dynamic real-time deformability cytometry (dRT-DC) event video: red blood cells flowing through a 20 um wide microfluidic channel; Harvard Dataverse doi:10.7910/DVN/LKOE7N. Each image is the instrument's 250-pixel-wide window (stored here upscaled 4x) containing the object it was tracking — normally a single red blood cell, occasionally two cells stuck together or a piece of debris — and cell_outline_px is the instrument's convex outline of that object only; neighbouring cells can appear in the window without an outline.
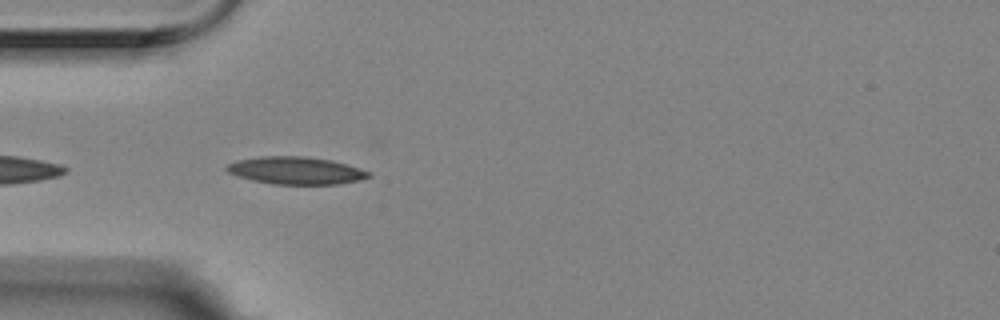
{"species": "Egyptian fruit bat (a non-hibernating species)", "species_latin": "Rousettus aegyptiacus", "temperature_condition": "room temperature", "stored_images_in_passage": 4, "camera_frame_rate_fps": 3000, "um_per_image_px": 0.085, "animal": {"sex": "female"}, "frame": {"image": 1, "passage_image": 2, "time_ms": 0.333, "image_size_px": [1000, 320], "cell_outline_px": [[372, 176], [360, 180], [336, 184], [272, 184], [252, 180], [236, 176], [228, 172], [224, 168], [228, 164], [236, 160], [260, 156], [304, 156], [328, 160], [344, 164], [368, 172]], "centroid_in_image_um": [25.06, 14.5], "position_along_channel_um": 59.9, "area_um2": 22.48}}
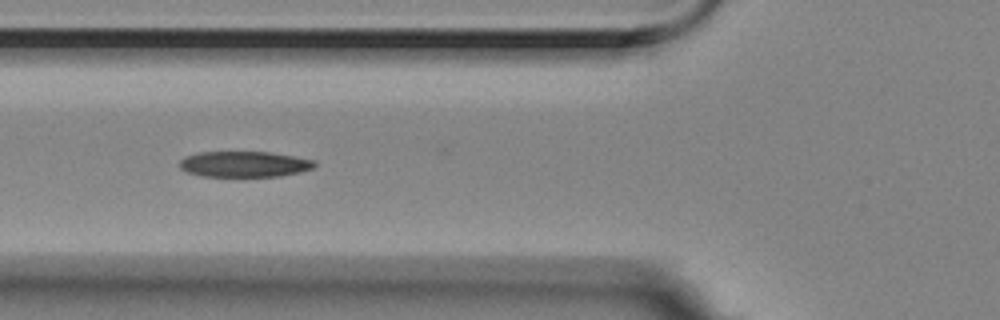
{"frame": {"image": 2, "passage_image": 3, "time_ms": 0.667, "image_size_px": [1000, 320], "cell_outline_px": [[316, 164], [312, 168], [300, 172], [280, 176], [200, 176], [188, 172], [180, 168], [180, 160], [184, 156], [200, 152], [268, 152], [316, 160]], "centroid_in_image_um": [20.75, 13.95], "position_along_channel_um": 105.0, "area_um2": 20.17}}
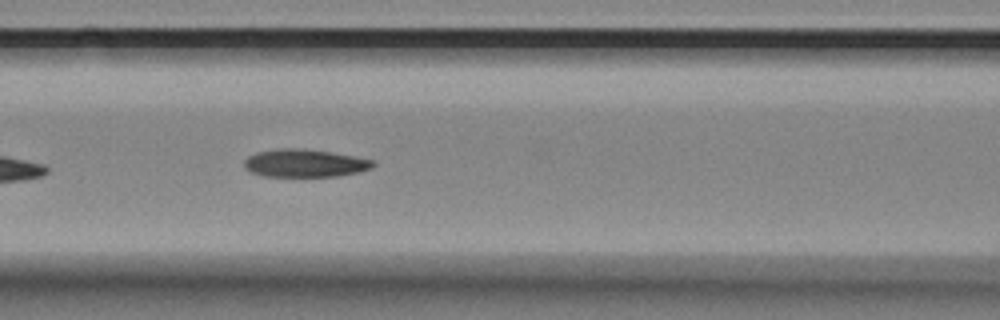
{"frame": {"image": 3, "passage_image": 4, "time_ms": 1.0, "image_size_px": [1000, 320], "cell_outline_px": [[376, 164], [372, 168], [360, 172], [336, 176], [264, 176], [252, 172], [244, 168], [244, 160], [248, 156], [256, 152], [276, 148], [304, 148], [332, 152], [376, 160]], "centroid_in_image_um": [25.93, 13.85], "position_along_channel_um": 140.7, "area_um2": 21.15}}